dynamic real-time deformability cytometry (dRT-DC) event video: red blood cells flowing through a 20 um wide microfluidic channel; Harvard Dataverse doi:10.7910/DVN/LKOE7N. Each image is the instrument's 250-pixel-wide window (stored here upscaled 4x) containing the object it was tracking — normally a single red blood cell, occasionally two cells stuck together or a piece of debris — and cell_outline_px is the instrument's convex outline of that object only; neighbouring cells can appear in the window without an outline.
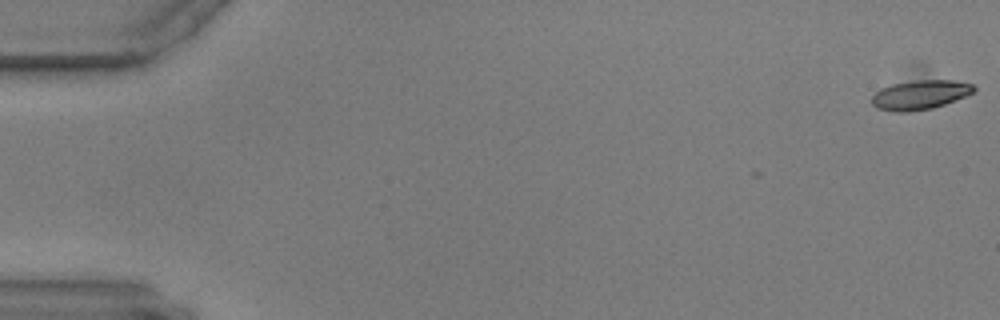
{"species": "common noctule bat (a hibernating species)", "species_latin": "Nyctalus noctula", "temperature_condition": "warm", "stored_images_in_passage": 26, "camera_frame_rate_fps": 3000, "um_per_image_px": 0.085, "animal": {"sex": "male", "body_mass_g": 17.9, "forearm_length_mm": 54.2}, "frame": {"image": 1, "passage_image": 1, "time_ms": 0.0, "image_size_px": [1000, 320], "cell_outline_px": [[976, 88], [972, 92], [964, 96], [944, 104], [932, 108], [908, 112], [896, 112], [876, 108], [872, 104], [872, 96], [880, 88], [912, 60], [920, 60], [972, 84]], "centroid_in_image_um": [78.19, 7.56], "position_along_channel_um": 6.8, "area_um2": 23.99}}
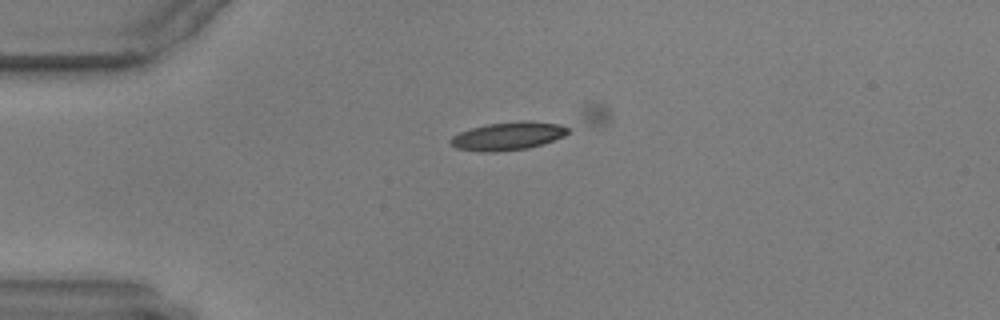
{"frame": {"image": 2, "passage_image": 15, "time_ms": 4.667, "image_size_px": [1000, 320], "cell_outline_px": [[568, 132], [564, 136], [544, 144], [528, 148], [496, 152], [480, 152], [456, 148], [448, 144], [448, 140], [452, 136], [460, 132], [472, 128], [488, 124], [524, 120], [528, 120], [560, 124], [568, 128]], "centroid_in_image_um": [43.15, 11.57], "position_along_channel_um": 41.8, "area_um2": 19.42}}
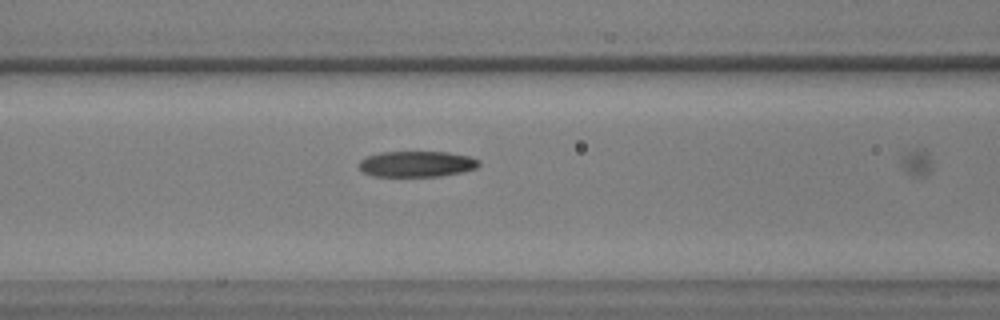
{"frame": {"image": 3, "passage_image": 25, "time_ms": 8.0, "image_size_px": [1000, 320], "cell_outline_px": [[480, 164], [476, 168], [464, 172], [440, 176], [376, 176], [364, 172], [360, 168], [360, 160], [368, 156], [380, 152], [448, 152], [468, 156], [480, 160]], "centroid_in_image_um": [35.47, 13.93], "position_along_channel_um": 131.1, "area_um2": 17.98}}